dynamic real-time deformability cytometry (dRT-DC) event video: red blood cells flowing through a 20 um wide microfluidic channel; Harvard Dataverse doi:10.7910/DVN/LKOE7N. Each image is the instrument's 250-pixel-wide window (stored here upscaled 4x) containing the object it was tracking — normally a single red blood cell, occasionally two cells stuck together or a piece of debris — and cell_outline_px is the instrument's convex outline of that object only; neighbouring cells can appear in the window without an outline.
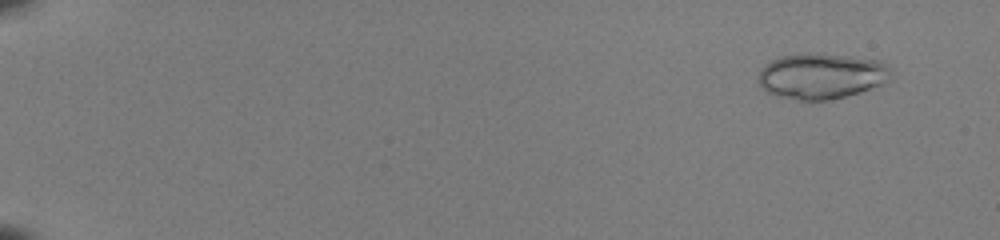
{"species": "common noctule bat (a hibernating species)", "species_latin": "Nyctalus noctula", "temperature_condition": "room temperature", "stored_images_in_passage": 20, "camera_frame_rate_fps": 3000, "um_per_image_px": 0.085, "animal": {"sex": "female", "body_mass_g": 22.0, "forearm_length_mm": 56.7}, "frame": {"image": 1, "passage_image": 4, "time_ms": 1.0, "image_size_px": [1000, 240], "cell_outline_px": [[868, 84], [864, 88], [852, 92], [836, 96], [820, 96], [768, 68], [776, 64], [788, 60], [828, 60], [860, 64], [868, 68]], "centroid_in_image_um": [70.1, 6.45], "position_along_channel_um": 14.9, "area_um2": 18.38}}